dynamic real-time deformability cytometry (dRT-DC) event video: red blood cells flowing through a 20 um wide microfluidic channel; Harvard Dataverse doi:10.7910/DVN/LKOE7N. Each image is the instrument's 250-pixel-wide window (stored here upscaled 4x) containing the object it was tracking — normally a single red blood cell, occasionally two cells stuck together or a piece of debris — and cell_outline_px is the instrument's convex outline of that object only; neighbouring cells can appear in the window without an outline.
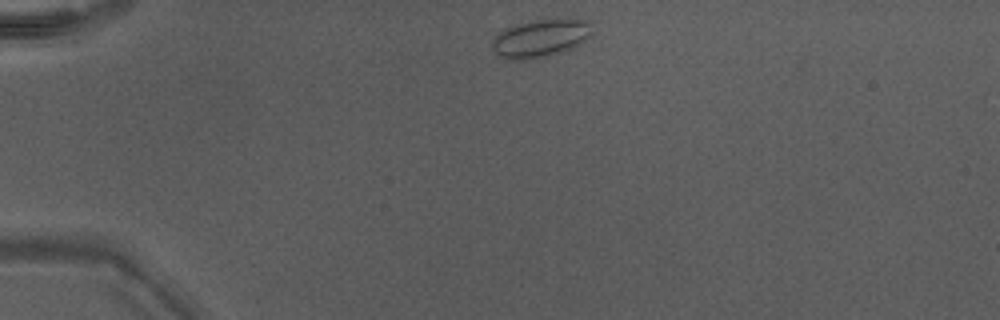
{"species": "Egyptian fruit bat (a non-hibernating species)", "species_latin": "Rousettus aegyptiacus", "temperature_condition": "warm", "stored_images_in_passage": 37, "camera_frame_rate_fps": 3000, "um_per_image_px": 0.085, "animal": {"sex": "male"}, "frame": {"image": 1, "passage_image": 1, "time_ms": 0.0, "image_size_px": [1000, 320], "cell_outline_px": [[592, 36], [580, 44], [564, 52], [548, 56], [528, 60], [512, 60], [500, 56], [492, 48], [492, 40], [504, 28], [512, 24], [532, 20], [568, 16], [588, 20], [592, 24]], "centroid_in_image_um": [46.02, 3.2], "position_along_channel_um": 39.0, "area_um2": 23.06}}
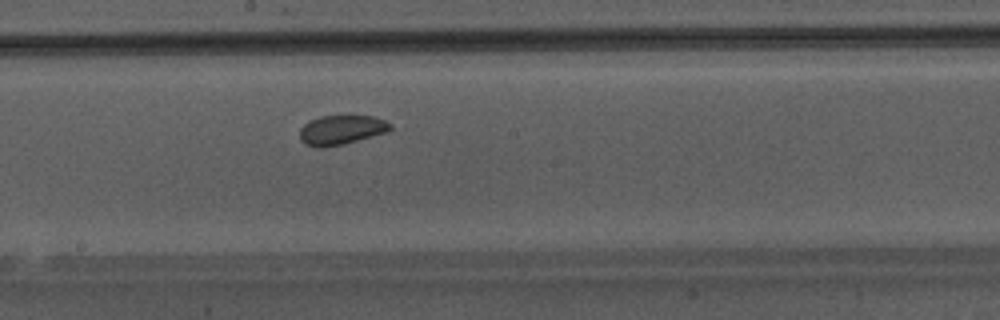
{"frame": {"image": 2, "passage_image": 17, "time_ms": 5.333, "image_size_px": [1000, 320], "cell_outline_px": [[392, 128], [388, 132], [344, 144], [320, 148], [316, 148], [304, 144], [300, 140], [300, 128], [308, 120], [320, 116], [372, 116], [384, 120], [392, 124]], "centroid_in_image_um": [28.99, 11.05], "position_along_channel_um": 219.2, "area_um2": 15.72}}
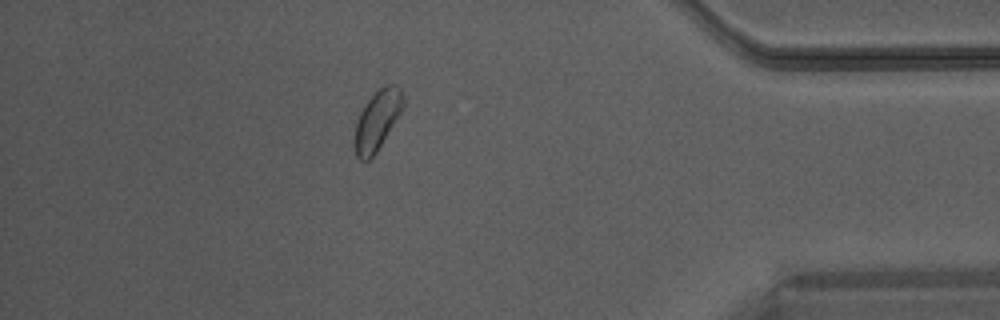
{"frame": {"image": 3, "passage_image": 32, "time_ms": 10.333, "image_size_px": [1000, 320], "cell_outline_px": [[404, 108], [376, 152], [368, 160], [360, 160], [356, 156], [352, 140], [356, 120], [364, 104], [380, 88], [388, 84], [396, 84], [400, 88], [404, 96]], "centroid_in_image_um": [32.04, 10.22], "position_along_channel_um": 403.2, "area_um2": 17.11}}